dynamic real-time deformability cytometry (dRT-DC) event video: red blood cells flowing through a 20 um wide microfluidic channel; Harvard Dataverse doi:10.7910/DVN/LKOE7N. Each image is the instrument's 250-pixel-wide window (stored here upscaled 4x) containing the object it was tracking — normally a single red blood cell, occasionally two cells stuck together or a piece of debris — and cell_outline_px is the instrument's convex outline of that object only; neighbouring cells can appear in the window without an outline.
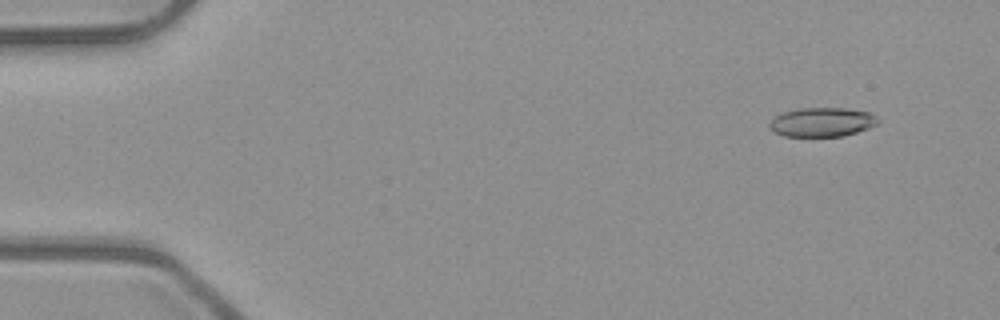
{"species": "common noctule bat (a hibernating species)", "species_latin": "Nyctalus noctula", "temperature_condition": "room temperature", "stored_images_in_passage": 53, "camera_frame_rate_fps": 3000, "um_per_image_px": 0.085, "animal": {"sex": "male", "body_mass_g": 23.1, "forearm_length_mm": 52.7}, "frame": {"image": 1, "passage_image": 5, "time_ms": 1.333, "image_size_px": [1000, 320], "cell_outline_px": [[880, 120], [876, 124], [868, 128], [844, 136], [784, 136], [772, 132], [768, 128], [768, 124], [776, 116], [784, 112], [800, 108], [844, 108], [868, 112], [876, 116]], "centroid_in_image_um": [69.85, 10.38], "position_along_channel_um": 15.2, "area_um2": 18.38}}
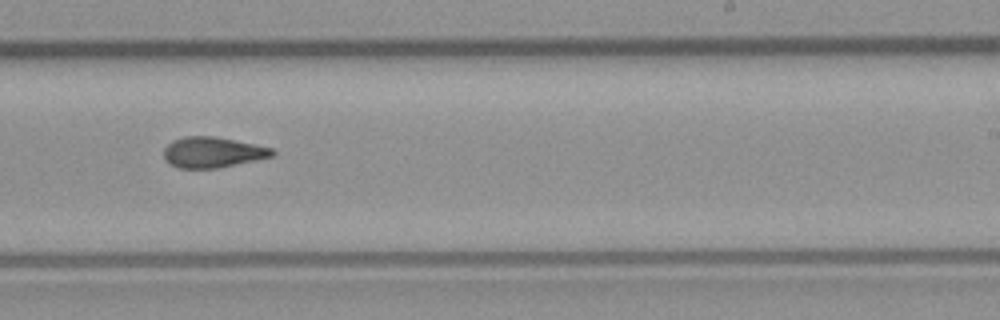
{"frame": {"image": 2, "passage_image": 33, "time_ms": 10.667, "image_size_px": [1000, 320], "cell_outline_px": [[276, 152], [272, 156], [216, 168], [180, 168], [168, 164], [164, 156], [164, 148], [172, 140], [184, 136], [212, 136], [256, 144], [272, 148]], "centroid_in_image_um": [18.03, 12.93], "position_along_channel_um": 271.0, "area_um2": 19.19}}
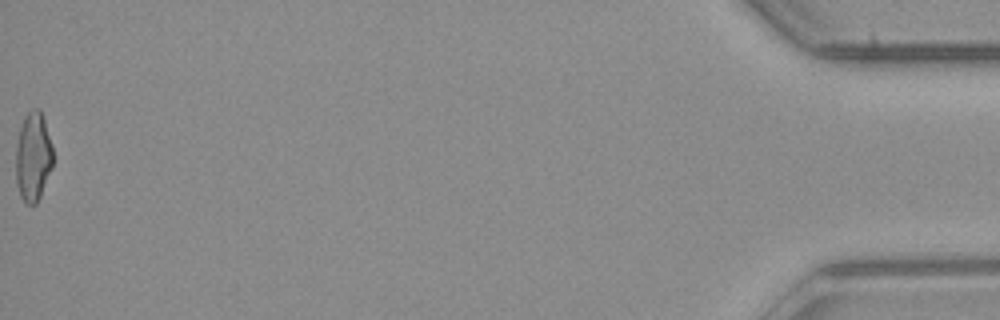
{"frame": {"image": 3, "passage_image": 53, "time_ms": 17.333, "image_size_px": [1000, 320], "cell_outline_px": [[52, 168], [40, 196], [36, 204], [28, 204], [20, 196], [16, 184], [16, 144], [20, 128], [24, 116], [32, 108], [40, 108], [52, 144]], "centroid_in_image_um": [2.81, 13.31], "position_along_channel_um": 432.4, "area_um2": 19.31}, "authors_computed_cell_mechanics": {"area_um2": 19.3052, "velocity_mm_per_s": 4.004, "shape_relaxation_time_tau1_ms": null, "shape_relaxation_time_tau2_ms": 3.1595, "deformation_change_tau1": null, "deformation_change_tau2": 0.1152}}